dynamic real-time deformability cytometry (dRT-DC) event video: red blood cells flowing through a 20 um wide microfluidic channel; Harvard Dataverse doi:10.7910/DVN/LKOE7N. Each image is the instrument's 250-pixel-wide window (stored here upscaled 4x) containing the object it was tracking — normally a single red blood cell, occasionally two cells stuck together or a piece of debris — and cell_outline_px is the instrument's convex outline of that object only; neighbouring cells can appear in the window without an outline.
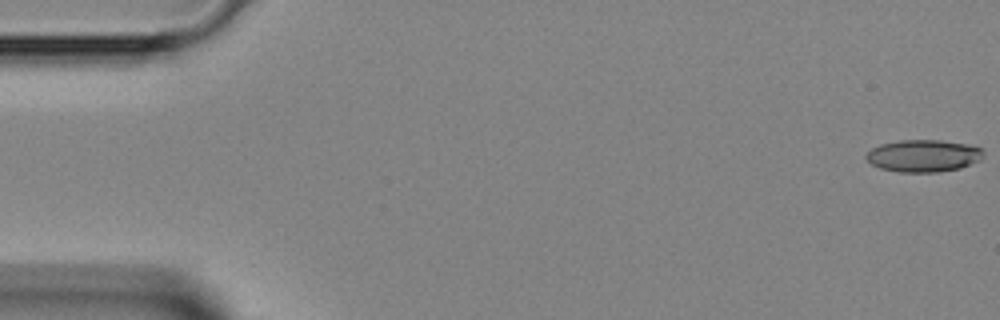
{"species": "Egyptian fruit bat (a non-hibernating species)", "species_latin": "Rousettus aegyptiacus", "temperature_condition": "room temperature", "stored_images_in_passage": 41, "camera_frame_rate_fps": 3000, "um_per_image_px": 0.085, "animal": {"sex": "female"}, "frame": {"image": 1, "passage_image": 1, "time_ms": 0.0, "image_size_px": [1000, 320], "cell_outline_px": [[984, 156], [980, 160], [960, 168], [940, 172], [900, 172], [880, 168], [872, 164], [864, 156], [872, 148], [880, 144], [900, 140], [940, 140], [968, 144], [980, 148], [984, 152]], "centroid_in_image_um": [78.5, 13.24], "position_along_channel_um": 6.5, "area_um2": 22.02}}
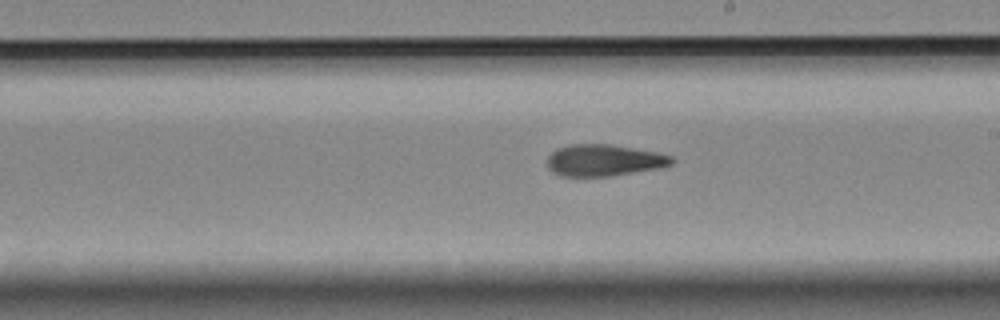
{"frame": {"image": 2, "passage_image": 26, "time_ms": 8.333, "image_size_px": [1000, 320], "cell_outline_px": [[676, 160], [672, 164], [660, 168], [612, 176], [560, 176], [552, 172], [548, 168], [548, 156], [556, 148], [572, 144], [608, 144], [660, 152], [672, 156]], "centroid_in_image_um": [51.37, 13.62], "position_along_channel_um": 237.6, "area_um2": 23.18}}
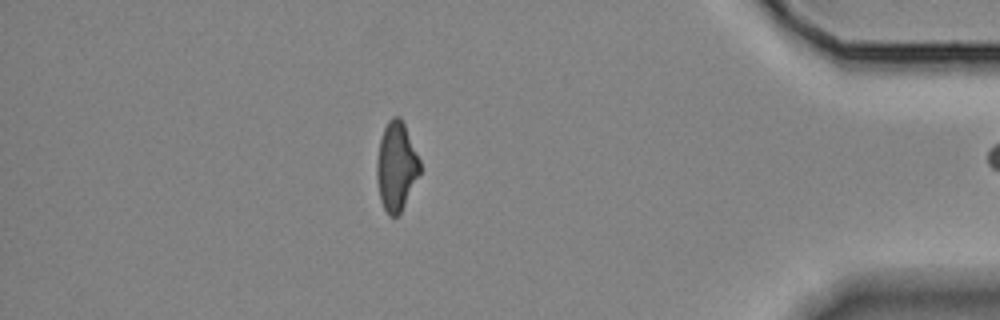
{"frame": {"image": 3, "passage_image": 40, "time_ms": 13.0, "image_size_px": [1000, 320], "cell_outline_px": [[420, 172], [400, 212], [396, 216], [388, 216], [380, 200], [376, 180], [376, 160], [380, 140], [384, 128], [388, 120], [392, 116], [400, 116], [404, 124], [420, 160]], "centroid_in_image_um": [33.66, 14.13], "position_along_channel_um": 401.5, "area_um2": 22.14}}